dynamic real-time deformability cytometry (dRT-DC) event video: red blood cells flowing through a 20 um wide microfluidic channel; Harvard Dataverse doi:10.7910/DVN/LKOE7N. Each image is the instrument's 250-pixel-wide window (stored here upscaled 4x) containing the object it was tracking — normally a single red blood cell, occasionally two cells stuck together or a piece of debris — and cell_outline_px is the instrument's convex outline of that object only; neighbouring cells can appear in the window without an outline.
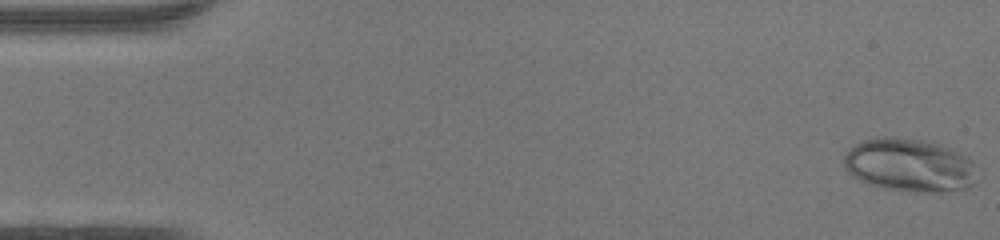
{"species": "human", "species_latin": "Homo sapiens", "temperature_condition": "warm", "stored_images_in_passage": 47, "camera_frame_rate_fps": 3000, "um_per_image_px": 0.085, "donor": {"sex": "female"}, "frame": {"image": 1, "passage_image": 1, "time_ms": 0.0, "image_size_px": [1000, 240], "cell_outline_px": [[972, 184], [968, 188], [940, 192], [912, 192], [884, 188], [868, 184], [852, 176], [848, 172], [844, 164], [844, 152], [848, 148], [864, 140], [884, 136], [896, 136], [924, 140], [940, 144], [960, 152], [972, 160]], "centroid_in_image_um": [77.24, 14.02], "position_along_channel_um": 7.8, "area_um2": 41.33}}
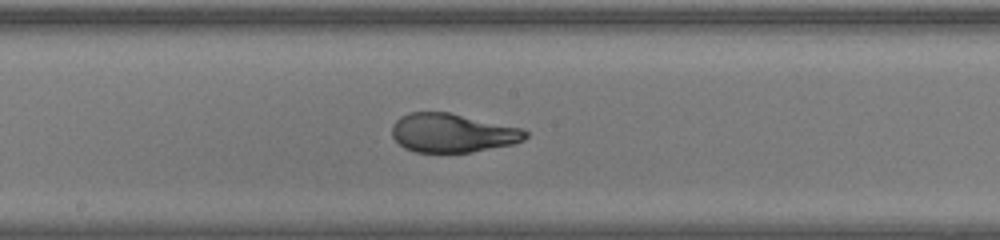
{"frame": {"image": 2, "passage_image": 25, "time_ms": 8.0, "image_size_px": [1000, 240], "cell_outline_px": [[528, 136], [524, 140], [512, 144], [472, 152], [416, 152], [404, 148], [392, 136], [392, 124], [400, 116], [408, 112], [448, 112], [524, 128], [528, 132]], "centroid_in_image_um": [38.47, 11.29], "position_along_channel_um": 209.7, "area_um2": 30.35}}
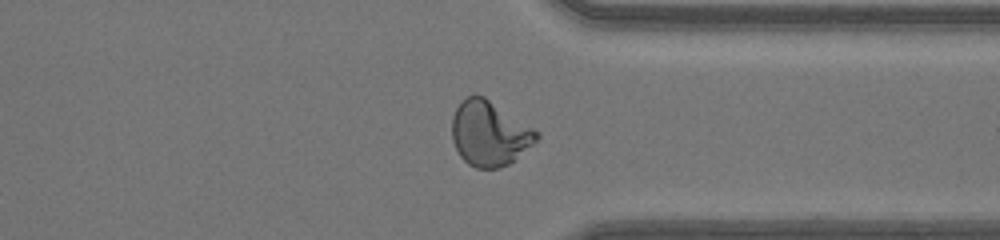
{"frame": {"image": 3, "passage_image": 36, "time_ms": 11.667, "image_size_px": [1000, 240], "cell_outline_px": [[540, 136], [532, 144], [508, 164], [500, 168], [476, 168], [468, 164], [460, 156], [452, 140], [452, 116], [460, 100], [468, 96], [484, 96], [540, 132]], "centroid_in_image_um": [41.58, 11.34], "position_along_channel_um": 369.8, "area_um2": 31.79}, "authors_computed_cell_mechanics": {"area_um2": 32.4836, "velocity_mm_per_s": 4.4103, "shape_relaxation_time_tau1_ms": 9.0237, "shape_relaxation_time_tau2_ms": null, "deformation_change_tau1": 0.3604, "deformation_change_tau2": null}}